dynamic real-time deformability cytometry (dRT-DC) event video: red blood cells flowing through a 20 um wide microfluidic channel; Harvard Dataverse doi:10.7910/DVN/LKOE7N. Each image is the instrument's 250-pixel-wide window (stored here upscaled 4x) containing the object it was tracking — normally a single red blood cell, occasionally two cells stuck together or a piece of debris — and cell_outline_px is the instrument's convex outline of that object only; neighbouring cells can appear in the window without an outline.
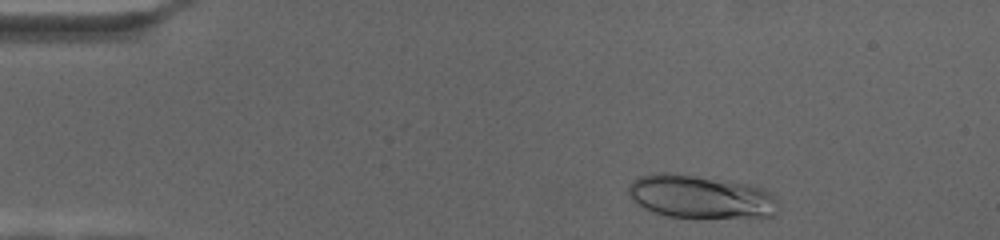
{"species": "human", "species_latin": "Homo sapiens", "temperature_condition": "cold", "stored_images_in_passage": 51, "camera_frame_rate_fps": 3000, "um_per_image_px": 0.085, "donor": {"sex": "female"}, "frame": {"image": 1, "passage_image": 3, "time_ms": 0.667, "image_size_px": [1000, 240], "cell_outline_px": [[776, 212], [772, 216], [668, 216], [652, 212], [644, 208], [632, 200], [628, 192], [628, 188], [632, 180], [640, 176], [656, 172], [668, 172], [728, 180], [764, 188], [776, 196]], "centroid_in_image_um": [59.49, 16.68], "position_along_channel_um": 25.5, "area_um2": 37.28}}
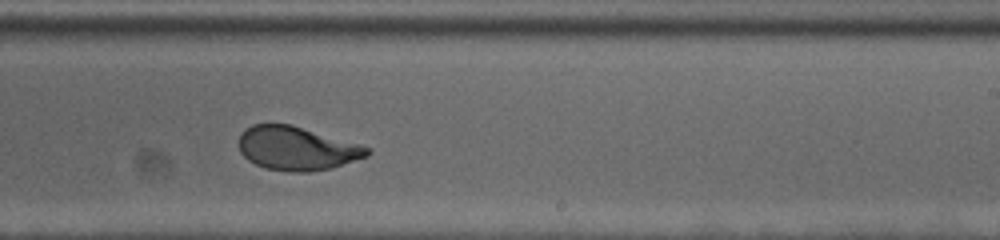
{"frame": {"image": 2, "passage_image": 35, "time_ms": 11.333, "image_size_px": [1000, 240], "cell_outline_px": [[372, 152], [368, 156], [332, 168], [308, 172], [292, 172], [264, 168], [248, 160], [240, 152], [236, 144], [240, 132], [252, 124], [292, 124], [372, 148]], "centroid_in_image_um": [25.2, 12.61], "position_along_channel_um": 263.8, "area_um2": 33.06}}
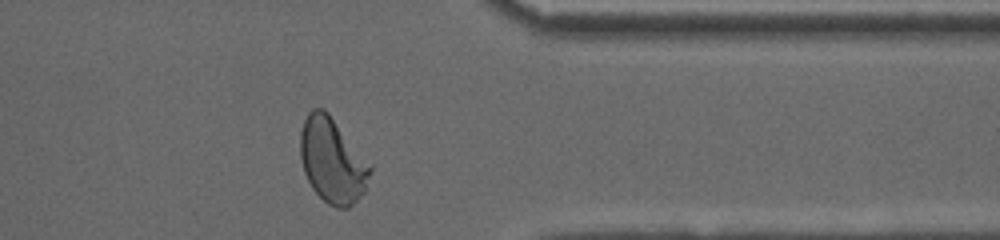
{"frame": {"image": 3, "passage_image": 48, "time_ms": 15.667, "image_size_px": [1000, 240], "cell_outline_px": [[372, 172], [364, 192], [348, 208], [336, 208], [328, 204], [312, 188], [304, 172], [300, 160], [300, 132], [304, 120], [308, 112], [312, 108], [324, 108], [328, 112], [372, 164]], "centroid_in_image_um": [28.26, 13.63], "position_along_channel_um": 383.1, "area_um2": 34.85}}